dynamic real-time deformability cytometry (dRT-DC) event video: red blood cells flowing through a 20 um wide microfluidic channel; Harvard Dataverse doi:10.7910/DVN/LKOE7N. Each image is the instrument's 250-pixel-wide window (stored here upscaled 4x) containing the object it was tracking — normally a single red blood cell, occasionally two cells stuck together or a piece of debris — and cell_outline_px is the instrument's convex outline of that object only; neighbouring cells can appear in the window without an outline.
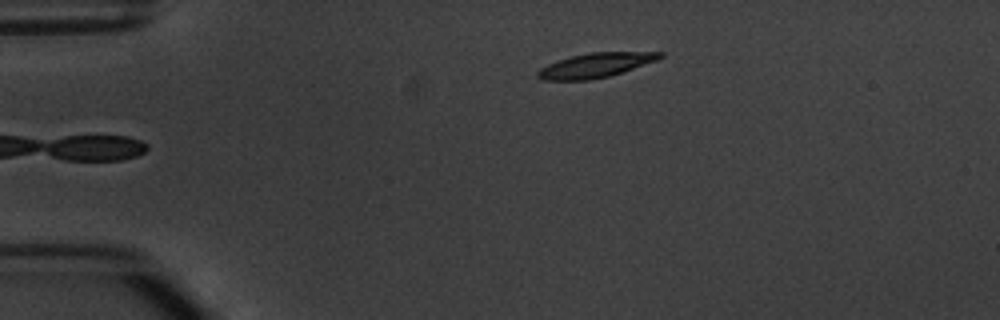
{"species": "common noctule bat (a hibernating species)", "species_latin": "Nyctalus noctula", "temperature_condition": "warm", "stored_images_in_passage": 6, "camera_frame_rate_fps": 3000, "um_per_image_px": 0.085, "animal": {"sex": "male", "body_mass_g": 20.1, "forearm_length_mm": 53.5}, "frame": {"image": 1, "passage_image": 6, "time_ms": 6.0, "image_size_px": [1000, 320], "cell_outline_px": [[664, 56], [656, 60], [608, 76], [588, 80], [540, 80], [536, 76], [536, 72], [540, 68], [548, 64], [572, 56], [588, 52], [664, 52]], "centroid_in_image_um": [50.57, 5.54], "position_along_channel_um": 34.4, "area_um2": 17.17}}